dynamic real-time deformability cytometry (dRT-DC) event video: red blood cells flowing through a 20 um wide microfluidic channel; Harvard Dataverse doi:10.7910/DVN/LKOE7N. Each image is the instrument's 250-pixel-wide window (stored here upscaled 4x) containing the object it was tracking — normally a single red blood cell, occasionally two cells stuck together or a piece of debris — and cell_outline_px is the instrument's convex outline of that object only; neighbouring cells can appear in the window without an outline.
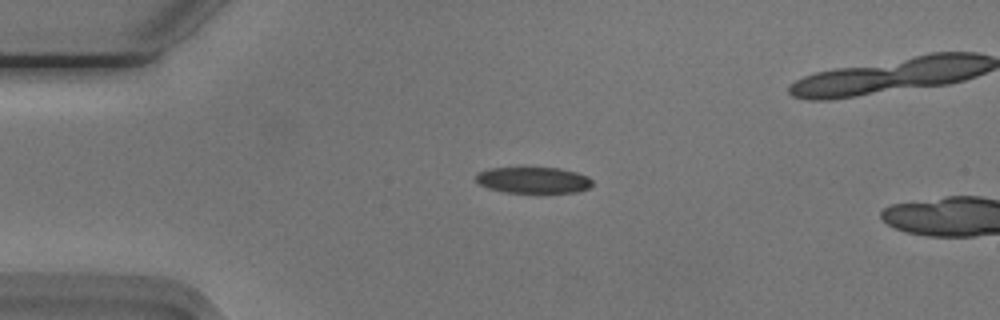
{"species": "Egyptian fruit bat (a non-hibernating species)", "species_latin": "Rousettus aegyptiacus", "temperature_condition": "cold", "stored_images_in_passage": 5, "camera_frame_rate_fps": 3000, "um_per_image_px": 0.085, "animal": {"sex": "male"}, "frame": {"image": 1, "passage_image": 1, "time_ms": 0.0, "image_size_px": [1000, 320], "cell_outline_px": [[592, 184], [588, 188], [576, 192], [540, 196], [504, 192], [488, 188], [480, 184], [476, 180], [476, 176], [480, 172], [488, 168], [560, 168], [576, 172], [588, 176], [592, 180]], "centroid_in_image_um": [45.37, 15.37], "position_along_channel_um": 39.6, "area_um2": 18.61}}